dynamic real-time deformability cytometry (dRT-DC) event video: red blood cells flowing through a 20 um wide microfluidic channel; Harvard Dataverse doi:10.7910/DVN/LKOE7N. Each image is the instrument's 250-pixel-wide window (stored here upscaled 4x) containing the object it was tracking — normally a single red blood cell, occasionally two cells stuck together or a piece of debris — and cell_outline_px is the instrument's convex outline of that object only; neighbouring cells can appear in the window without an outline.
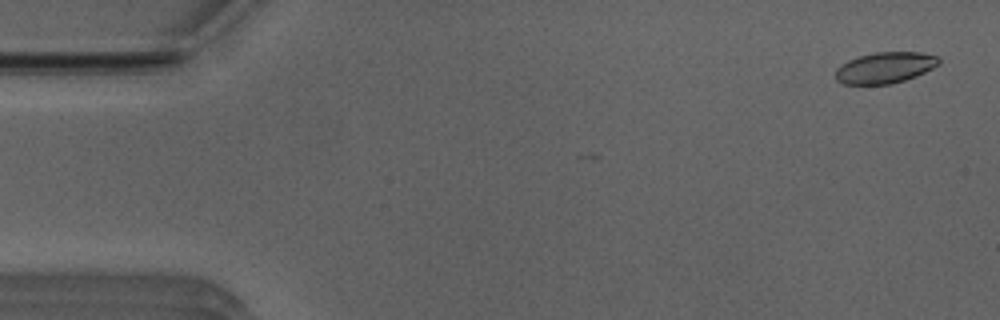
{"species": "Egyptian fruit bat (a non-hibernating species)", "species_latin": "Rousettus aegyptiacus", "temperature_condition": "room temperature", "stored_images_in_passage": 4, "camera_frame_rate_fps": 3000, "um_per_image_px": 0.085, "animal": {"sex": "male"}, "frame": {"image": 1, "passage_image": 2, "time_ms": 0.333, "image_size_px": [1000, 320], "cell_outline_px": [[940, 64], [916, 76], [892, 84], [844, 84], [836, 80], [836, 68], [840, 64], [848, 60], [860, 56], [876, 52], [920, 52], [936, 56], [940, 60]], "centroid_in_image_um": [75.21, 5.75], "position_along_channel_um": 9.8, "area_um2": 18.67}}